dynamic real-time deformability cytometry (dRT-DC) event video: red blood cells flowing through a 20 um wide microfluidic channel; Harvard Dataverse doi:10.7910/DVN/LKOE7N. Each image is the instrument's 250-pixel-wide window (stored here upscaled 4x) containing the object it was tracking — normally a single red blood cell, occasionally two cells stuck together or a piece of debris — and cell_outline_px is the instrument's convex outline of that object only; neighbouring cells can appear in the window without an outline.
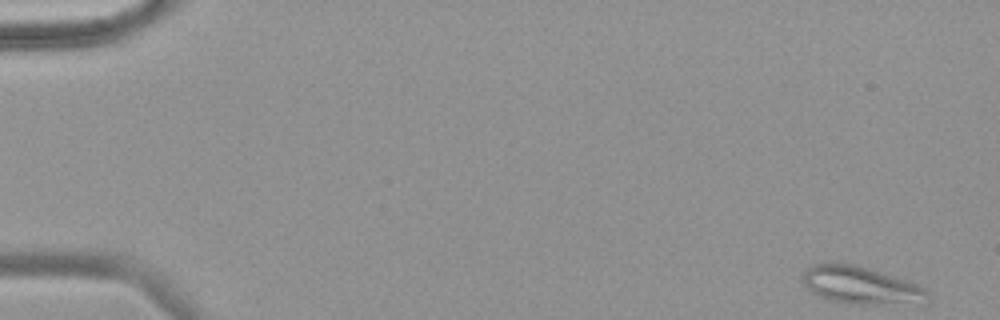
{"species": "common noctule bat (a hibernating species)", "species_latin": "Nyctalus noctula", "temperature_condition": "warm", "stored_images_in_passage": 55, "camera_frame_rate_fps": 3000, "um_per_image_px": 0.085, "animal": {"sex": "female", "body_mass_g": 18.4}, "frame": {"image": 1, "passage_image": 1, "time_ms": 0.0, "image_size_px": [1000, 320], "cell_outline_px": [[928, 296], [924, 304], [848, 304], [816, 296], [804, 284], [800, 276], [812, 264], [828, 260], [836, 260], [856, 264], [908, 280], [924, 288], [928, 292]], "centroid_in_image_um": [73.13, 24.22], "position_along_channel_um": 11.9, "area_um2": 28.21}}
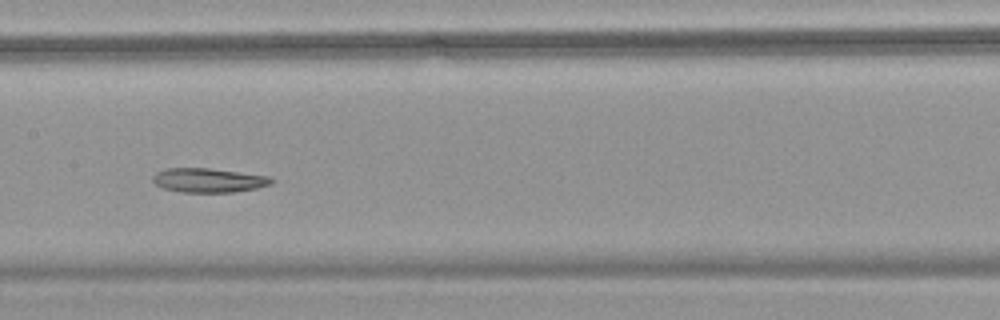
{"frame": {"image": 2, "passage_image": 28, "time_ms": 9.0, "image_size_px": [1000, 320], "cell_outline_px": [[272, 184], [256, 188], [232, 192], [180, 192], [164, 188], [156, 184], [152, 180], [152, 176], [156, 172], [168, 168], [208, 168], [268, 176], [272, 180]], "centroid_in_image_um": [17.69, 15.32], "position_along_channel_um": 189.7, "area_um2": 16.53}}
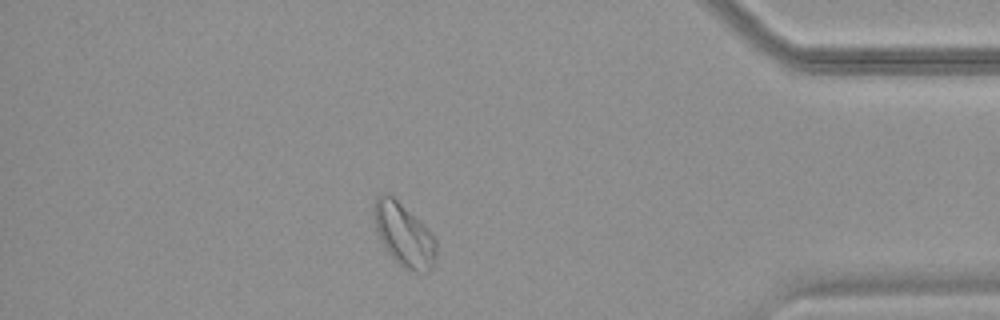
{"frame": {"image": 3, "passage_image": 48, "time_ms": 15.667, "image_size_px": [1000, 320], "cell_outline_px": [[436, 252], [432, 268], [428, 272], [416, 272], [404, 268], [384, 248], [380, 240], [376, 228], [372, 208], [376, 196], [380, 192], [384, 192], [392, 196], [432, 232], [436, 240]], "centroid_in_image_um": [34.32, 19.94], "position_along_channel_um": 400.9, "area_um2": 22.83}}